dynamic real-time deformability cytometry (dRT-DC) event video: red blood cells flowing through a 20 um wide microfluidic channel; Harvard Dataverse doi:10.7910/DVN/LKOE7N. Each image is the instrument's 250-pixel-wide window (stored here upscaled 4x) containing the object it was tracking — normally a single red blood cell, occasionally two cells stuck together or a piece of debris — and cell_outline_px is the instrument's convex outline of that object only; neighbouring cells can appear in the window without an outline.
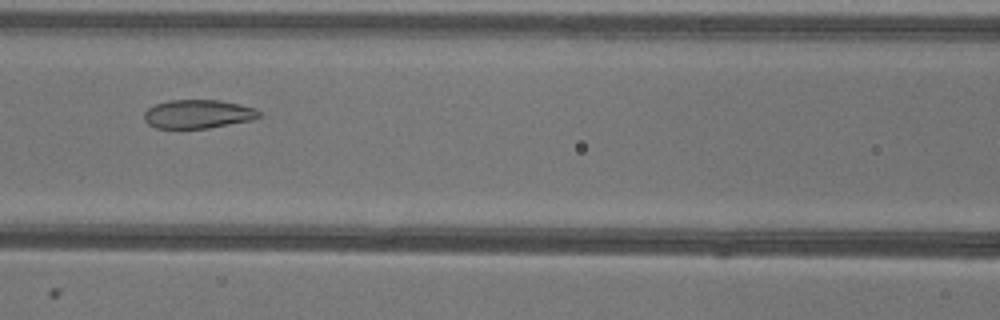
{"species": "common noctule bat (a hibernating species)", "species_latin": "Nyctalus noctula", "temperature_condition": "warm", "stored_images_in_passage": 52, "camera_frame_rate_fps": 3000, "um_per_image_px": 0.085, "animal": {"sex": "female"}, "frame": {"image": 1, "passage_image": 23, "time_ms": 7.333, "image_size_px": [1000, 320], "cell_outline_px": [[260, 116], [252, 120], [208, 128], [156, 128], [148, 124], [144, 120], [144, 112], [148, 108], [156, 104], [168, 100], [220, 100], [240, 104], [256, 108], [260, 112]], "centroid_in_image_um": [16.83, 9.69], "position_along_channel_um": 149.8, "area_um2": 19.25}}
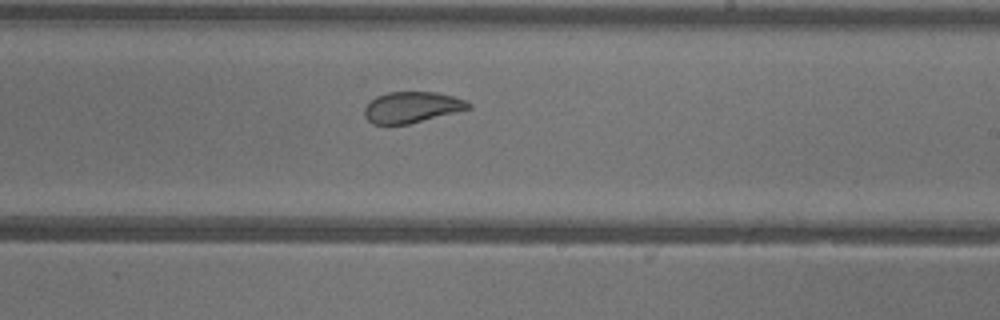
{"frame": {"image": 2, "passage_image": 31, "time_ms": 10.0, "image_size_px": [1000, 320], "cell_outline_px": [[472, 108], [408, 124], [372, 124], [364, 116], [364, 108], [376, 96], [388, 92], [436, 92], [452, 96], [464, 100], [472, 104]], "centroid_in_image_um": [35.0, 9.11], "position_along_channel_um": 254.0, "area_um2": 18.67}}
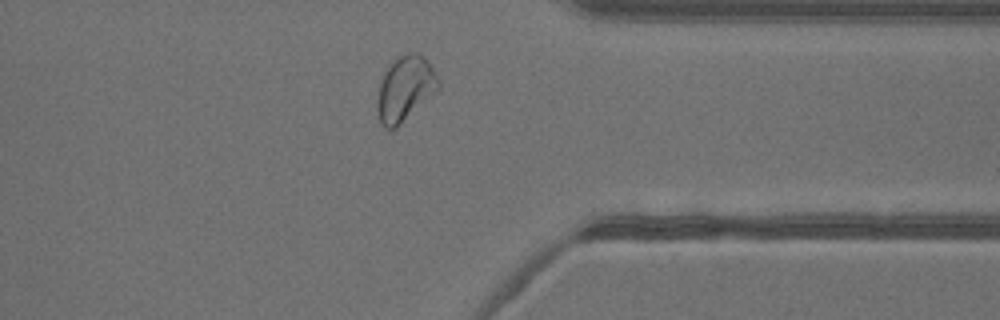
{"frame": {"image": 3, "passage_image": 41, "time_ms": 13.333, "image_size_px": [1000, 320], "cell_outline_px": [[440, 88], [436, 92], [396, 128], [384, 128], [380, 120], [376, 108], [376, 100], [380, 84], [384, 72], [388, 64], [400, 56], [408, 52], [416, 52], [424, 56], [428, 60], [440, 80]], "centroid_in_image_um": [34.44, 7.51], "position_along_channel_um": 377.0, "area_um2": 23.29}, "authors_computed_cell_mechanics": {"area_um2": 24.4205, "velocity_mm_per_s": 3.9259, "shape_relaxation_time_tau1_ms": null, "shape_relaxation_time_tau2_ms": 1.1862, "deformation_change_tau1": null, "deformation_change_tau2": 0.0719}}